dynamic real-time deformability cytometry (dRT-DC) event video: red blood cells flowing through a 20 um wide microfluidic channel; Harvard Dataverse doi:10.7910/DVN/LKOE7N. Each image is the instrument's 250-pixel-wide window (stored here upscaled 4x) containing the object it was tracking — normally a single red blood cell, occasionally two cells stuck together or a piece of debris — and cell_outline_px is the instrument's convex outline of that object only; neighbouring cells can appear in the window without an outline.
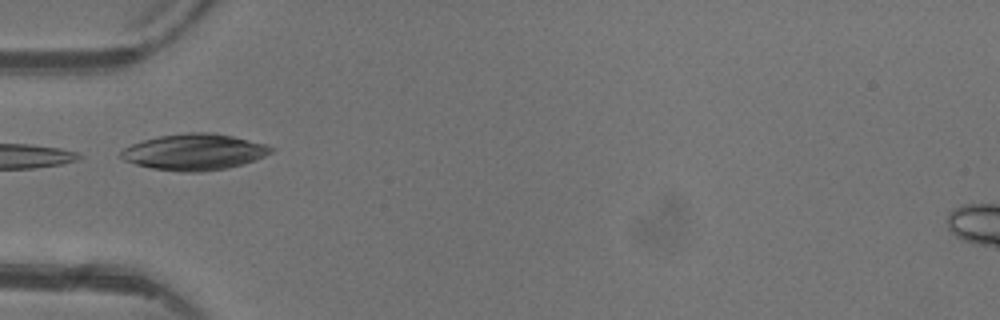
{"species": "common noctule bat (a hibernating species)", "species_latin": "Nyctalus noctula", "temperature_condition": "warm", "stored_images_in_passage": 5, "camera_frame_rate_fps": 3000, "um_per_image_px": 0.085, "animal": {"sex": "female"}, "frame": {"image": 1, "passage_image": 5, "time_ms": 4.667, "image_size_px": [1000, 320], "cell_outline_px": [[276, 148], [272, 152], [264, 156], [244, 164], [228, 168], [200, 172], [180, 172], [152, 168], [136, 164], [124, 160], [120, 156], [120, 152], [124, 148], [132, 144], [144, 140], [160, 136], [188, 132], [212, 132], [232, 136], [268, 144]], "centroid_in_image_um": [16.56, 12.92], "position_along_channel_um": 68.4, "area_um2": 31.73}}